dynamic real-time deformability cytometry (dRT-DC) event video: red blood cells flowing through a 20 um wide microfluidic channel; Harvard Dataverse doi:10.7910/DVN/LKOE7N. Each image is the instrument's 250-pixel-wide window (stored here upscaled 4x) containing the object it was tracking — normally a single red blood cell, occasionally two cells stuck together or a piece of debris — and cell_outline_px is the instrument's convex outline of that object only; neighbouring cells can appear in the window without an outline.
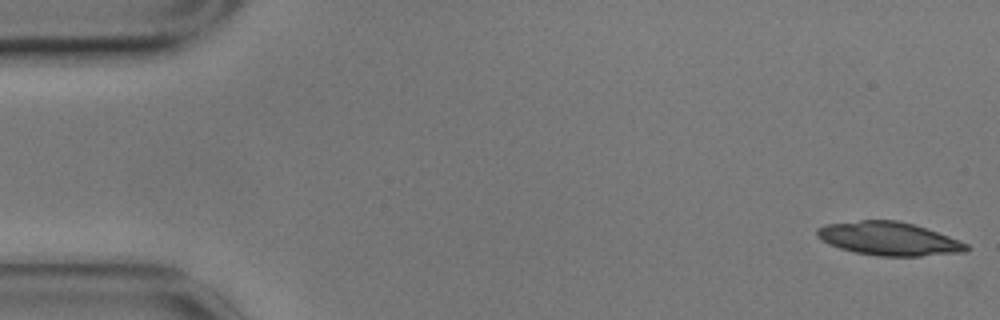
{"species": "common noctule bat (a hibernating species)", "species_latin": "Nyctalus noctula", "temperature_condition": "cold", "stored_images_in_passage": 5, "camera_frame_rate_fps": 3000, "um_per_image_px": 0.085, "animal": {"sex": "male", "body_mass_g": 17.9}, "frame": {"image": 1, "passage_image": 1, "time_ms": 0.0, "image_size_px": [1000, 320], "cell_outline_px": [[968, 252], [920, 256], [880, 256], [856, 252], [840, 248], [828, 244], [816, 236], [816, 228], [824, 224], [860, 220], [896, 220], [912, 224], [948, 236], [968, 244]], "centroid_in_image_um": [75.52, 20.29], "position_along_channel_um": 9.5, "area_um2": 28.96}}